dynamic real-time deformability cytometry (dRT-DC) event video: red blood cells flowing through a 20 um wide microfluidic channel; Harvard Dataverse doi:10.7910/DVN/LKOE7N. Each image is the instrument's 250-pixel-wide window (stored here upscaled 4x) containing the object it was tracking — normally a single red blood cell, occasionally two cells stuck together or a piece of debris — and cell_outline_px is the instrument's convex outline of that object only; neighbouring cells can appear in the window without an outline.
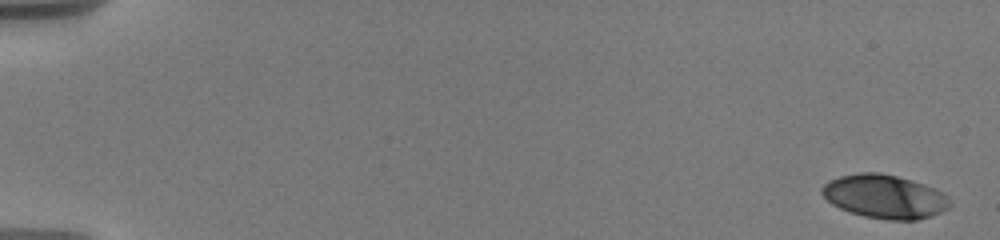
{"species": "human", "species_latin": "Homo sapiens", "temperature_condition": "warm", "stored_images_in_passage": 14, "camera_frame_rate_fps": 3000, "um_per_image_px": 0.085, "donor": {"sex": "male"}, "frame": {"image": 1, "passage_image": 1, "time_ms": 0.0, "image_size_px": [1000, 240], "cell_outline_px": [[952, 204], [948, 208], [940, 212], [916, 220], [888, 220], [864, 216], [848, 212], [832, 204], [820, 192], [820, 188], [828, 180], [840, 176], [860, 172], [880, 172], [896, 176], [924, 184], [948, 196]], "centroid_in_image_um": [75.16, 16.7], "position_along_channel_um": 9.8, "area_um2": 32.48}}
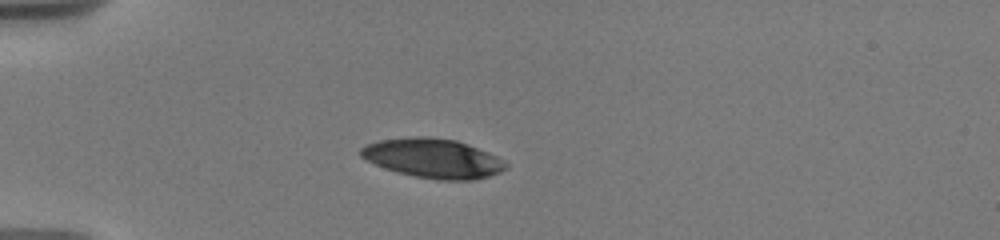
{"frame": {"image": 2, "passage_image": 10, "time_ms": 5.0, "image_size_px": [1000, 240], "cell_outline_px": [[508, 168], [500, 172], [476, 180], [436, 180], [396, 172], [384, 168], [360, 156], [360, 148], [364, 144], [380, 140], [412, 136], [428, 136], [456, 140], [468, 144], [488, 152], [504, 160], [508, 164]], "centroid_in_image_um": [36.82, 13.45], "position_along_channel_um": 48.2, "area_um2": 33.47}}
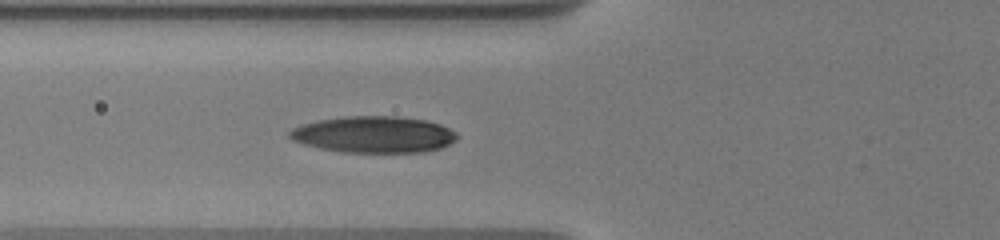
{"frame": {"image": 3, "passage_image": 14, "time_ms": 7.0, "image_size_px": [1000, 240], "cell_outline_px": [[460, 136], [456, 140], [440, 148], [424, 152], [344, 152], [320, 148], [304, 144], [292, 140], [288, 136], [288, 132], [292, 128], [300, 124], [316, 120], [344, 116], [396, 116], [428, 120], [440, 124], [456, 132]], "centroid_in_image_um": [31.76, 11.42], "position_along_channel_um": 94.0, "area_um2": 35.89}}